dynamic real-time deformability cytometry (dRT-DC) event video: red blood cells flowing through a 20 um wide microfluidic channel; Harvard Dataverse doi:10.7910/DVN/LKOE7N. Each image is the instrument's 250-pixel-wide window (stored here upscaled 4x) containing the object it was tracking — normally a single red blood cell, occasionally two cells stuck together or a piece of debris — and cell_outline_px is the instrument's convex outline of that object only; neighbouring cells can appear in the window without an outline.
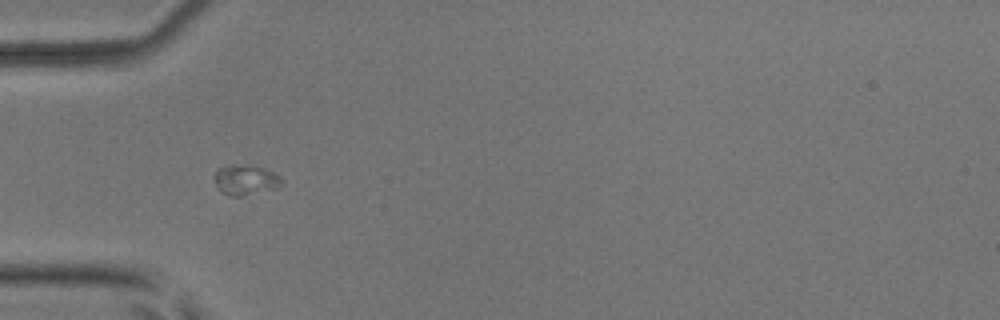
{"species": "common noctule bat (a hibernating species)", "species_latin": "Nyctalus noctula", "temperature_condition": "room temperature", "stored_images_in_passage": 38, "camera_frame_rate_fps": 3000, "um_per_image_px": 0.085, "animal": {"sex": "male", "body_mass_g": 17.9, "forearm_length_mm": 54.2}, "frame": {"image": 1, "passage_image": 4, "time_ms": 1.0, "image_size_px": [1000, 320], "cell_outline_px": [[284, 184], [276, 188], [240, 196], [228, 196], [220, 192], [216, 188], [216, 168], [224, 164], [236, 164], [260, 168], [272, 172], [280, 176], [284, 180]], "centroid_in_image_um": [20.84, 15.3], "position_along_channel_um": 64.2, "area_um2": 11.85}}
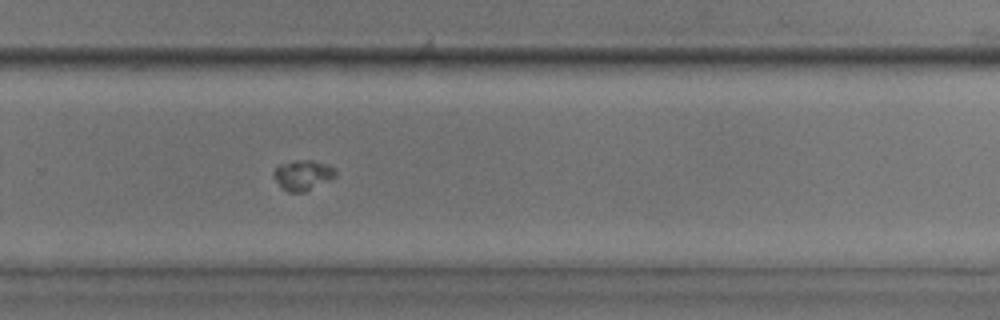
{"frame": {"image": 2, "passage_image": 22, "time_ms": 7.0, "image_size_px": [1000, 320], "cell_outline_px": [[336, 176], [304, 192], [288, 192], [280, 188], [272, 172], [280, 164], [296, 160], [308, 160], [324, 164], [336, 168]], "centroid_in_image_um": [25.71, 14.89], "position_along_channel_um": 304.1, "area_um2": 10.69}}
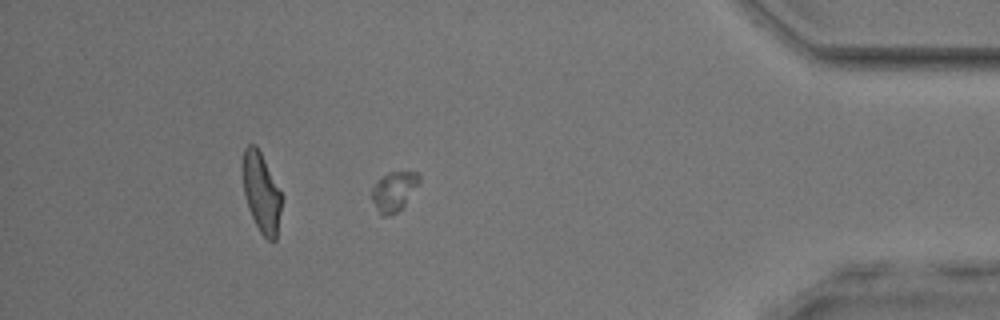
{"frame": {"image": 3, "passage_image": 32, "time_ms": 10.333, "image_size_px": [1000, 320], "cell_outline_px": [[420, 180], [404, 204], [396, 212], [388, 216], [380, 216], [372, 200], [372, 188], [388, 172], [416, 172], [420, 176]], "centroid_in_image_um": [33.46, 16.27], "position_along_channel_um": 401.7, "area_um2": 10.46}, "authors_computed_cell_mechanics": {"area_um2": 10.7797, "velocity_mm_per_s": 4.0392, "shape_relaxation_time_tau1_ms": 4.223, "shape_relaxation_time_tau2_ms": 7.4598, "deformation_change_tau1": 0.0633, "deformation_change_tau2": null}}